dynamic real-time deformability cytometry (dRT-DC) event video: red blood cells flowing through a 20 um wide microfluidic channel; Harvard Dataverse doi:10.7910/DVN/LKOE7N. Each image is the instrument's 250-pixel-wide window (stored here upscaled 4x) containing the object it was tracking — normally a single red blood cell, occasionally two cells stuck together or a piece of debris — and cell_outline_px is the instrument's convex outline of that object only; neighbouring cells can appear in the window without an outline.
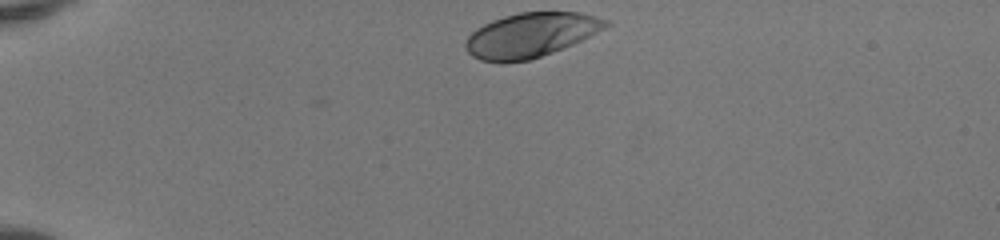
{"species": "human", "species_latin": "Homo sapiens", "temperature_condition": "room temperature", "stored_images_in_passage": 34, "camera_frame_rate_fps": 3000, "um_per_image_px": 0.085, "donor": {"sex": "female"}, "frame": {"image": 1, "passage_image": 1, "time_ms": 0.0, "image_size_px": [1000, 240], "cell_outline_px": [[612, 24], [572, 44], [552, 52], [528, 60], [504, 64], [500, 64], [480, 60], [472, 56], [464, 48], [464, 44], [468, 36], [476, 28], [492, 20], [504, 16], [520, 12], [580, 12], [612, 20]], "centroid_in_image_um": [45.08, 2.99], "position_along_channel_um": 39.9, "area_um2": 36.53}}
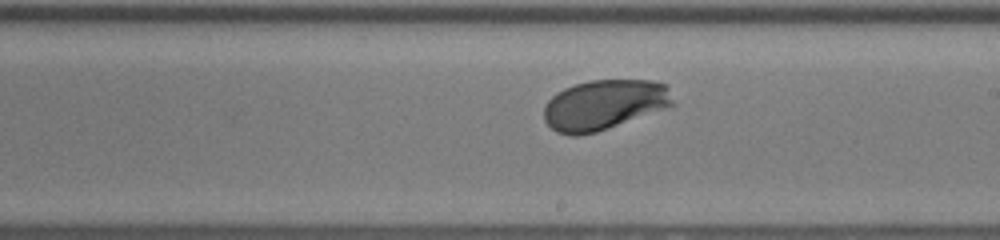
{"frame": {"image": 2, "passage_image": 20, "time_ms": 6.333, "image_size_px": [1000, 240], "cell_outline_px": [[676, 104], [608, 128], [596, 132], [576, 136], [572, 136], [556, 132], [544, 120], [544, 104], [556, 92], [564, 88], [588, 80], [652, 80], [668, 84]], "centroid_in_image_um": [51.35, 8.89], "position_along_channel_um": 237.6, "area_um2": 37.8}}
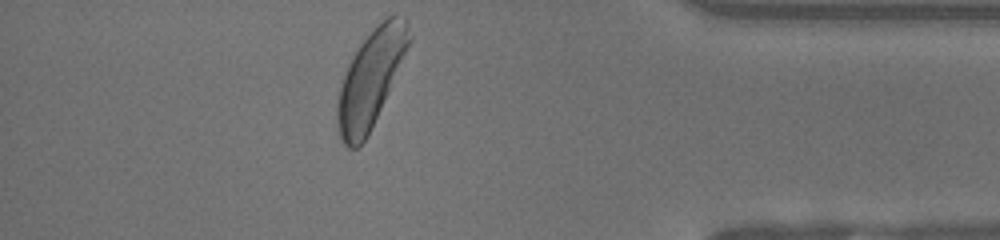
{"frame": {"image": 3, "passage_image": 34, "time_ms": 11.0, "image_size_px": [1000, 240], "cell_outline_px": [[412, 40], [388, 92], [364, 140], [356, 148], [348, 148], [340, 140], [336, 132], [336, 104], [340, 88], [348, 64], [352, 56], [360, 44], [376, 24], [388, 16], [404, 16], [408, 24], [412, 36]], "centroid_in_image_um": [31.49, 6.67], "position_along_channel_um": 403.7, "area_um2": 39.94}, "authors_computed_cell_mechanics": {"area_um2": 37.57, "velocity_mm_per_s": 4.0902, "shape_relaxation_time_tau1_ms": 1.4055, "shape_relaxation_time_tau2_ms": null, "deformation_change_tau1": 0.1254, "deformation_change_tau2": null}}